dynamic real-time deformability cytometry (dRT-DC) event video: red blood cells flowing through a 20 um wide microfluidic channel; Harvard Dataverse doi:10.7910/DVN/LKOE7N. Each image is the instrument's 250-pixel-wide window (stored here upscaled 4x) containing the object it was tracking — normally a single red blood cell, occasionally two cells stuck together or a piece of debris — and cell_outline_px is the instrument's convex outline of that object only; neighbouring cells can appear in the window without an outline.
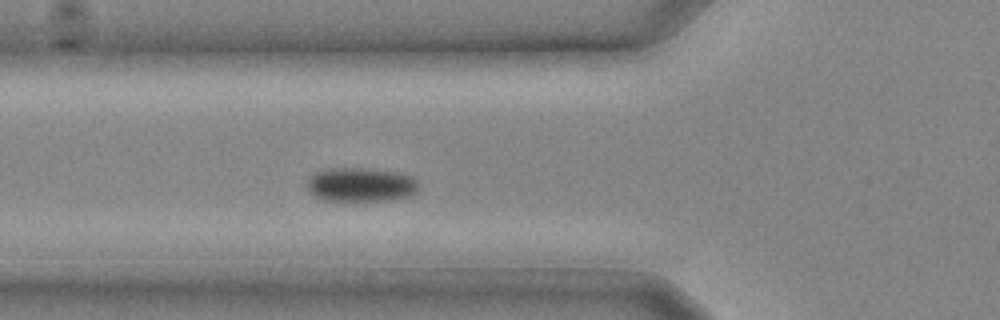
{"species": "common noctule bat (a hibernating species)", "species_latin": "Nyctalus noctula", "temperature_condition": "cold", "stored_images_in_passage": 11, "camera_frame_rate_fps": 3000, "um_per_image_px": 0.085, "animal": {"sex": "male", "body_mass_g": 20.4}, "frame": {"image": 1, "passage_image": 2, "time_ms": 0.333, "image_size_px": [1000, 320], "cell_outline_px": [[420, 188], [412, 196], [392, 200], [320, 200], [308, 188], [308, 176], [324, 168], [364, 168], [392, 172], [412, 176], [420, 184]], "centroid_in_image_um": [30.7, 15.69], "position_along_channel_um": 95.1, "area_um2": 22.2}}
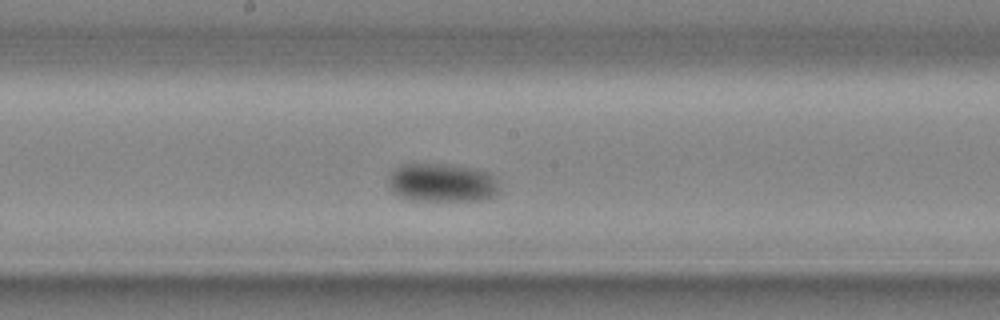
{"frame": {"image": 2, "passage_image": 7, "time_ms": 2.0, "image_size_px": [1000, 320], "cell_outline_px": [[500, 192], [496, 196], [480, 200], [416, 200], [392, 192], [388, 180], [388, 176], [392, 168], [400, 164], [448, 164], [476, 168], [488, 172], [492, 176], [500, 188]], "centroid_in_image_um": [37.58, 15.51], "position_along_channel_um": 210.6, "area_um2": 25.03}}
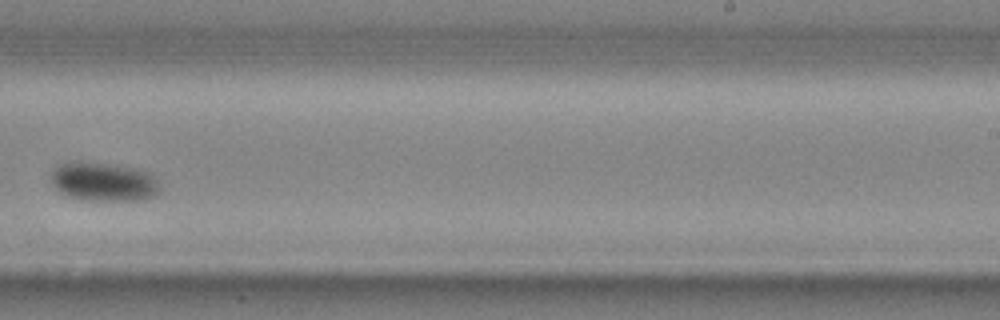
{"frame": {"image": 3, "passage_image": 10, "time_ms": 3.0, "image_size_px": [1000, 320], "cell_outline_px": [[160, 188], [152, 196], [144, 200], [80, 200], [68, 196], [60, 192], [52, 184], [52, 172], [60, 164], [104, 164], [136, 168], [148, 172], [156, 180]], "centroid_in_image_um": [8.83, 15.5], "position_along_channel_um": 280.2, "area_um2": 23.81}}